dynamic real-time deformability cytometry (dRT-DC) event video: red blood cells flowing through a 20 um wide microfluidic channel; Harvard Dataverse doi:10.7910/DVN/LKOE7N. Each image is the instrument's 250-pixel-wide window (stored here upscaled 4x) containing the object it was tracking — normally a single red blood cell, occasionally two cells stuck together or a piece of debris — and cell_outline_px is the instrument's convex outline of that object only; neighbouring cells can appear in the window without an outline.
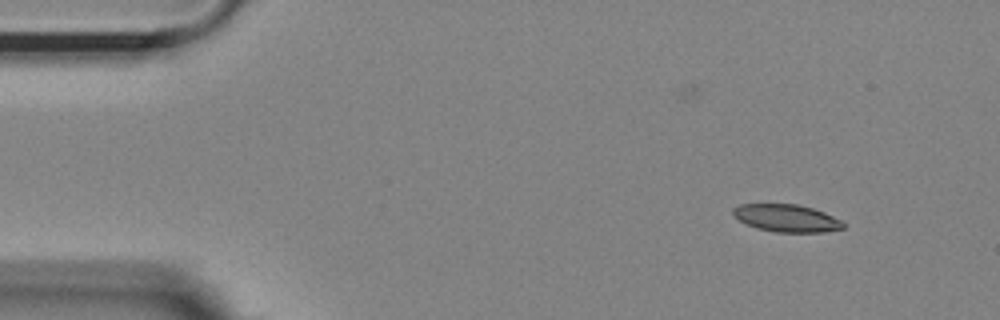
{"species": "Egyptian fruit bat (a non-hibernating species)", "species_latin": "Rousettus aegyptiacus", "temperature_condition": "room temperature", "stored_images_in_passage": 9, "camera_frame_rate_fps": 3000, "um_per_image_px": 0.085, "animal": {"sex": "female"}, "frame": {"image": 1, "passage_image": 1, "time_ms": 0.0, "image_size_px": [1000, 320], "cell_outline_px": [[844, 228], [824, 232], [776, 232], [756, 228], [732, 216], [732, 208], [740, 204], [796, 204], [812, 208], [824, 212], [840, 220], [844, 224]], "centroid_in_image_um": [66.83, 18.54], "position_along_channel_um": 18.2, "area_um2": 17.57}}